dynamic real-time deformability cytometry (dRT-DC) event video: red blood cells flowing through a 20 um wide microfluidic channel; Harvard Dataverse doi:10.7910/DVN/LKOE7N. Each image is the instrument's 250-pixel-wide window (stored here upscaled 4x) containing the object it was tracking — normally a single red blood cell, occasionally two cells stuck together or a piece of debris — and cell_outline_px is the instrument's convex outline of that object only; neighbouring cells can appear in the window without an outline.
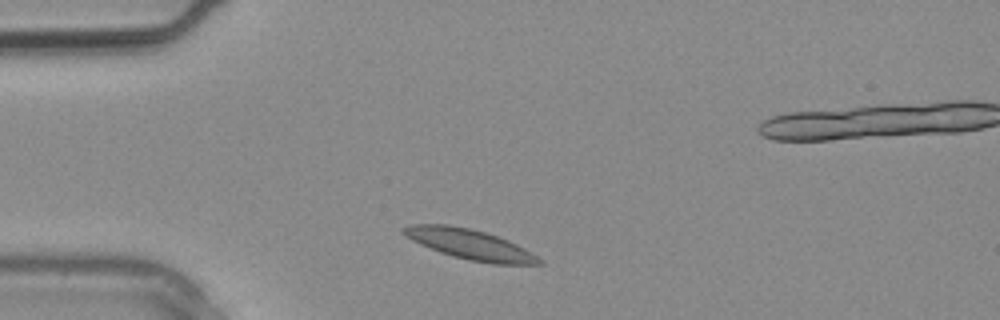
{"species": "common noctule bat (a hibernating species)", "species_latin": "Nyctalus noctula", "temperature_condition": "warm", "stored_images_in_passage": 3, "camera_frame_rate_fps": 3000, "um_per_image_px": 0.085, "animal": {"sex": "male", "body_mass_g": 20.4}, "frame": {"image": 1, "passage_image": 3, "time_ms": 0.667, "image_size_px": [1000, 320], "cell_outline_px": [[544, 264], [492, 264], [468, 260], [452, 256], [440, 252], [420, 244], [412, 240], [400, 232], [400, 228], [412, 224], [448, 224], [468, 228], [484, 232], [508, 240], [524, 248], [536, 256]], "centroid_in_image_um": [39.88, 20.76], "position_along_channel_um": 45.1, "area_um2": 23.64}}